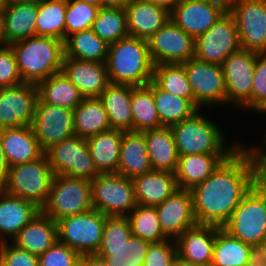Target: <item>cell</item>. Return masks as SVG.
<instances>
[{
    "instance_id": "74e56055",
    "label": "cell",
    "mask_w": 266,
    "mask_h": 266,
    "mask_svg": "<svg viewBox=\"0 0 266 266\" xmlns=\"http://www.w3.org/2000/svg\"><path fill=\"white\" fill-rule=\"evenodd\" d=\"M250 245L220 227L216 232L211 266H247Z\"/></svg>"
},
{
    "instance_id": "484cf974",
    "label": "cell",
    "mask_w": 266,
    "mask_h": 266,
    "mask_svg": "<svg viewBox=\"0 0 266 266\" xmlns=\"http://www.w3.org/2000/svg\"><path fill=\"white\" fill-rule=\"evenodd\" d=\"M137 204L156 206L169 198L177 189L175 173L152 170L131 179Z\"/></svg>"
},
{
    "instance_id": "83f0119b",
    "label": "cell",
    "mask_w": 266,
    "mask_h": 266,
    "mask_svg": "<svg viewBox=\"0 0 266 266\" xmlns=\"http://www.w3.org/2000/svg\"><path fill=\"white\" fill-rule=\"evenodd\" d=\"M143 132H123L117 174L132 179L152 171Z\"/></svg>"
},
{
    "instance_id": "44dd1931",
    "label": "cell",
    "mask_w": 266,
    "mask_h": 266,
    "mask_svg": "<svg viewBox=\"0 0 266 266\" xmlns=\"http://www.w3.org/2000/svg\"><path fill=\"white\" fill-rule=\"evenodd\" d=\"M62 72L83 97H99L110 84L105 63L64 57Z\"/></svg>"
},
{
    "instance_id": "6da1fadb",
    "label": "cell",
    "mask_w": 266,
    "mask_h": 266,
    "mask_svg": "<svg viewBox=\"0 0 266 266\" xmlns=\"http://www.w3.org/2000/svg\"><path fill=\"white\" fill-rule=\"evenodd\" d=\"M254 180L253 158L241 144L209 177L190 190L197 224L222 227L252 189Z\"/></svg>"
},
{
    "instance_id": "680465c9",
    "label": "cell",
    "mask_w": 266,
    "mask_h": 266,
    "mask_svg": "<svg viewBox=\"0 0 266 266\" xmlns=\"http://www.w3.org/2000/svg\"><path fill=\"white\" fill-rule=\"evenodd\" d=\"M252 188L263 198L266 208V188L256 178Z\"/></svg>"
},
{
    "instance_id": "7a4b0ae2",
    "label": "cell",
    "mask_w": 266,
    "mask_h": 266,
    "mask_svg": "<svg viewBox=\"0 0 266 266\" xmlns=\"http://www.w3.org/2000/svg\"><path fill=\"white\" fill-rule=\"evenodd\" d=\"M106 68L110 83L144 86L153 80L147 40L127 36L109 44Z\"/></svg>"
},
{
    "instance_id": "ab89813d",
    "label": "cell",
    "mask_w": 266,
    "mask_h": 266,
    "mask_svg": "<svg viewBox=\"0 0 266 266\" xmlns=\"http://www.w3.org/2000/svg\"><path fill=\"white\" fill-rule=\"evenodd\" d=\"M150 242L132 236L118 247H99L96 255L105 259L107 266H143Z\"/></svg>"
},
{
    "instance_id": "ffe728a7",
    "label": "cell",
    "mask_w": 266,
    "mask_h": 266,
    "mask_svg": "<svg viewBox=\"0 0 266 266\" xmlns=\"http://www.w3.org/2000/svg\"><path fill=\"white\" fill-rule=\"evenodd\" d=\"M219 226L196 224L176 239L177 255L194 266H210Z\"/></svg>"
},
{
    "instance_id": "d6986e66",
    "label": "cell",
    "mask_w": 266,
    "mask_h": 266,
    "mask_svg": "<svg viewBox=\"0 0 266 266\" xmlns=\"http://www.w3.org/2000/svg\"><path fill=\"white\" fill-rule=\"evenodd\" d=\"M160 227L168 239L176 240L197 221L190 190L178 188L169 198L155 206Z\"/></svg>"
},
{
    "instance_id": "94428289",
    "label": "cell",
    "mask_w": 266,
    "mask_h": 266,
    "mask_svg": "<svg viewBox=\"0 0 266 266\" xmlns=\"http://www.w3.org/2000/svg\"><path fill=\"white\" fill-rule=\"evenodd\" d=\"M5 45L7 44L4 35L3 16L0 14V47Z\"/></svg>"
},
{
    "instance_id": "9c48e42d",
    "label": "cell",
    "mask_w": 266,
    "mask_h": 266,
    "mask_svg": "<svg viewBox=\"0 0 266 266\" xmlns=\"http://www.w3.org/2000/svg\"><path fill=\"white\" fill-rule=\"evenodd\" d=\"M231 236L250 246L266 241V208L263 198L252 188L222 226Z\"/></svg>"
},
{
    "instance_id": "5b68a950",
    "label": "cell",
    "mask_w": 266,
    "mask_h": 266,
    "mask_svg": "<svg viewBox=\"0 0 266 266\" xmlns=\"http://www.w3.org/2000/svg\"><path fill=\"white\" fill-rule=\"evenodd\" d=\"M93 209L91 181L54 175L50 193L41 212L57 222L58 220L82 214Z\"/></svg>"
},
{
    "instance_id": "d4e9b609",
    "label": "cell",
    "mask_w": 266,
    "mask_h": 266,
    "mask_svg": "<svg viewBox=\"0 0 266 266\" xmlns=\"http://www.w3.org/2000/svg\"><path fill=\"white\" fill-rule=\"evenodd\" d=\"M231 154L209 153L179 156L175 171L178 188L191 190L209 177Z\"/></svg>"
},
{
    "instance_id": "836d02e7",
    "label": "cell",
    "mask_w": 266,
    "mask_h": 266,
    "mask_svg": "<svg viewBox=\"0 0 266 266\" xmlns=\"http://www.w3.org/2000/svg\"><path fill=\"white\" fill-rule=\"evenodd\" d=\"M36 86L38 99L52 106L74 110L84 98L63 72L51 75Z\"/></svg>"
},
{
    "instance_id": "6125c7cd",
    "label": "cell",
    "mask_w": 266,
    "mask_h": 266,
    "mask_svg": "<svg viewBox=\"0 0 266 266\" xmlns=\"http://www.w3.org/2000/svg\"><path fill=\"white\" fill-rule=\"evenodd\" d=\"M170 266H194L191 263L182 260L178 255L176 258L172 261Z\"/></svg>"
},
{
    "instance_id": "f6af8a7d",
    "label": "cell",
    "mask_w": 266,
    "mask_h": 266,
    "mask_svg": "<svg viewBox=\"0 0 266 266\" xmlns=\"http://www.w3.org/2000/svg\"><path fill=\"white\" fill-rule=\"evenodd\" d=\"M251 111L262 114L266 111V53H256L254 77L251 90Z\"/></svg>"
},
{
    "instance_id": "5bb4252c",
    "label": "cell",
    "mask_w": 266,
    "mask_h": 266,
    "mask_svg": "<svg viewBox=\"0 0 266 266\" xmlns=\"http://www.w3.org/2000/svg\"><path fill=\"white\" fill-rule=\"evenodd\" d=\"M241 49L236 23L227 10L204 34L195 39L194 57L221 65L232 53Z\"/></svg>"
},
{
    "instance_id": "8fae6325",
    "label": "cell",
    "mask_w": 266,
    "mask_h": 266,
    "mask_svg": "<svg viewBox=\"0 0 266 266\" xmlns=\"http://www.w3.org/2000/svg\"><path fill=\"white\" fill-rule=\"evenodd\" d=\"M44 154L54 175L92 180L100 174L85 138L73 136L49 147Z\"/></svg>"
},
{
    "instance_id": "db71d44e",
    "label": "cell",
    "mask_w": 266,
    "mask_h": 266,
    "mask_svg": "<svg viewBox=\"0 0 266 266\" xmlns=\"http://www.w3.org/2000/svg\"><path fill=\"white\" fill-rule=\"evenodd\" d=\"M79 264L81 266H107L105 259L96 254L81 255Z\"/></svg>"
},
{
    "instance_id": "7dc6e473",
    "label": "cell",
    "mask_w": 266,
    "mask_h": 266,
    "mask_svg": "<svg viewBox=\"0 0 266 266\" xmlns=\"http://www.w3.org/2000/svg\"><path fill=\"white\" fill-rule=\"evenodd\" d=\"M80 255L66 244L57 241L39 256V266H76Z\"/></svg>"
},
{
    "instance_id": "4fadbf2b",
    "label": "cell",
    "mask_w": 266,
    "mask_h": 266,
    "mask_svg": "<svg viewBox=\"0 0 266 266\" xmlns=\"http://www.w3.org/2000/svg\"><path fill=\"white\" fill-rule=\"evenodd\" d=\"M241 49L266 53V0H231Z\"/></svg>"
},
{
    "instance_id": "ba28073f",
    "label": "cell",
    "mask_w": 266,
    "mask_h": 266,
    "mask_svg": "<svg viewBox=\"0 0 266 266\" xmlns=\"http://www.w3.org/2000/svg\"><path fill=\"white\" fill-rule=\"evenodd\" d=\"M106 218L107 216L96 209L64 217L57 221L58 241L80 256L96 254L102 241Z\"/></svg>"
},
{
    "instance_id": "ee69618b",
    "label": "cell",
    "mask_w": 266,
    "mask_h": 266,
    "mask_svg": "<svg viewBox=\"0 0 266 266\" xmlns=\"http://www.w3.org/2000/svg\"><path fill=\"white\" fill-rule=\"evenodd\" d=\"M99 8L79 0H67L65 39L76 32L90 29Z\"/></svg>"
},
{
    "instance_id": "7c38bea8",
    "label": "cell",
    "mask_w": 266,
    "mask_h": 266,
    "mask_svg": "<svg viewBox=\"0 0 266 266\" xmlns=\"http://www.w3.org/2000/svg\"><path fill=\"white\" fill-rule=\"evenodd\" d=\"M256 53L240 49L230 54L221 64L227 106L251 111V90Z\"/></svg>"
},
{
    "instance_id": "8992f818",
    "label": "cell",
    "mask_w": 266,
    "mask_h": 266,
    "mask_svg": "<svg viewBox=\"0 0 266 266\" xmlns=\"http://www.w3.org/2000/svg\"><path fill=\"white\" fill-rule=\"evenodd\" d=\"M54 174L44 154L31 162L9 167L5 192L34 203L40 209L45 205Z\"/></svg>"
},
{
    "instance_id": "d6a6232c",
    "label": "cell",
    "mask_w": 266,
    "mask_h": 266,
    "mask_svg": "<svg viewBox=\"0 0 266 266\" xmlns=\"http://www.w3.org/2000/svg\"><path fill=\"white\" fill-rule=\"evenodd\" d=\"M38 3L6 6L2 13L6 44L36 36Z\"/></svg>"
},
{
    "instance_id": "d590c367",
    "label": "cell",
    "mask_w": 266,
    "mask_h": 266,
    "mask_svg": "<svg viewBox=\"0 0 266 266\" xmlns=\"http://www.w3.org/2000/svg\"><path fill=\"white\" fill-rule=\"evenodd\" d=\"M131 111L134 132L162 128L153 97V80L132 88Z\"/></svg>"
},
{
    "instance_id": "e0dca14e",
    "label": "cell",
    "mask_w": 266,
    "mask_h": 266,
    "mask_svg": "<svg viewBox=\"0 0 266 266\" xmlns=\"http://www.w3.org/2000/svg\"><path fill=\"white\" fill-rule=\"evenodd\" d=\"M37 99V86L32 83L0 88V129L31 125Z\"/></svg>"
},
{
    "instance_id": "2e32d148",
    "label": "cell",
    "mask_w": 266,
    "mask_h": 266,
    "mask_svg": "<svg viewBox=\"0 0 266 266\" xmlns=\"http://www.w3.org/2000/svg\"><path fill=\"white\" fill-rule=\"evenodd\" d=\"M31 127L45 152L54 144L75 136L73 110L42 103L37 99Z\"/></svg>"
},
{
    "instance_id": "4dcf8cb0",
    "label": "cell",
    "mask_w": 266,
    "mask_h": 266,
    "mask_svg": "<svg viewBox=\"0 0 266 266\" xmlns=\"http://www.w3.org/2000/svg\"><path fill=\"white\" fill-rule=\"evenodd\" d=\"M153 170L175 173L179 156L170 127L143 131Z\"/></svg>"
},
{
    "instance_id": "681fc988",
    "label": "cell",
    "mask_w": 266,
    "mask_h": 266,
    "mask_svg": "<svg viewBox=\"0 0 266 266\" xmlns=\"http://www.w3.org/2000/svg\"><path fill=\"white\" fill-rule=\"evenodd\" d=\"M176 256V240L167 239L162 242L151 243L143 266H170Z\"/></svg>"
},
{
    "instance_id": "b9f144b4",
    "label": "cell",
    "mask_w": 266,
    "mask_h": 266,
    "mask_svg": "<svg viewBox=\"0 0 266 266\" xmlns=\"http://www.w3.org/2000/svg\"><path fill=\"white\" fill-rule=\"evenodd\" d=\"M153 81L164 91L194 104L193 91L183 64L154 65Z\"/></svg>"
},
{
    "instance_id": "11a10c76",
    "label": "cell",
    "mask_w": 266,
    "mask_h": 266,
    "mask_svg": "<svg viewBox=\"0 0 266 266\" xmlns=\"http://www.w3.org/2000/svg\"><path fill=\"white\" fill-rule=\"evenodd\" d=\"M9 165L0 142V189L5 185L8 175Z\"/></svg>"
},
{
    "instance_id": "4316f807",
    "label": "cell",
    "mask_w": 266,
    "mask_h": 266,
    "mask_svg": "<svg viewBox=\"0 0 266 266\" xmlns=\"http://www.w3.org/2000/svg\"><path fill=\"white\" fill-rule=\"evenodd\" d=\"M58 241L57 222L40 212L11 243L20 249L40 256Z\"/></svg>"
},
{
    "instance_id": "f1b7e54d",
    "label": "cell",
    "mask_w": 266,
    "mask_h": 266,
    "mask_svg": "<svg viewBox=\"0 0 266 266\" xmlns=\"http://www.w3.org/2000/svg\"><path fill=\"white\" fill-rule=\"evenodd\" d=\"M132 85L110 83L99 96L108 114L111 129L133 131Z\"/></svg>"
},
{
    "instance_id": "7402d4cb",
    "label": "cell",
    "mask_w": 266,
    "mask_h": 266,
    "mask_svg": "<svg viewBox=\"0 0 266 266\" xmlns=\"http://www.w3.org/2000/svg\"><path fill=\"white\" fill-rule=\"evenodd\" d=\"M40 212L34 203L0 189V243L11 242Z\"/></svg>"
},
{
    "instance_id": "e575fe53",
    "label": "cell",
    "mask_w": 266,
    "mask_h": 266,
    "mask_svg": "<svg viewBox=\"0 0 266 266\" xmlns=\"http://www.w3.org/2000/svg\"><path fill=\"white\" fill-rule=\"evenodd\" d=\"M108 44L93 30L87 29L69 35L64 41V57L81 61L106 63Z\"/></svg>"
},
{
    "instance_id": "be15d7a7",
    "label": "cell",
    "mask_w": 266,
    "mask_h": 266,
    "mask_svg": "<svg viewBox=\"0 0 266 266\" xmlns=\"http://www.w3.org/2000/svg\"><path fill=\"white\" fill-rule=\"evenodd\" d=\"M87 4L93 5L98 8H102V0H79Z\"/></svg>"
},
{
    "instance_id": "52a82bcc",
    "label": "cell",
    "mask_w": 266,
    "mask_h": 266,
    "mask_svg": "<svg viewBox=\"0 0 266 266\" xmlns=\"http://www.w3.org/2000/svg\"><path fill=\"white\" fill-rule=\"evenodd\" d=\"M91 186L93 209L107 217L127 216L137 206L132 180L120 174H98Z\"/></svg>"
},
{
    "instance_id": "3957f363",
    "label": "cell",
    "mask_w": 266,
    "mask_h": 266,
    "mask_svg": "<svg viewBox=\"0 0 266 266\" xmlns=\"http://www.w3.org/2000/svg\"><path fill=\"white\" fill-rule=\"evenodd\" d=\"M10 45L23 83L37 85L62 72L64 41L50 36H34Z\"/></svg>"
},
{
    "instance_id": "ac0fdd59",
    "label": "cell",
    "mask_w": 266,
    "mask_h": 266,
    "mask_svg": "<svg viewBox=\"0 0 266 266\" xmlns=\"http://www.w3.org/2000/svg\"><path fill=\"white\" fill-rule=\"evenodd\" d=\"M228 9L209 0H179L170 19L196 39L204 34Z\"/></svg>"
},
{
    "instance_id": "f5cc1de1",
    "label": "cell",
    "mask_w": 266,
    "mask_h": 266,
    "mask_svg": "<svg viewBox=\"0 0 266 266\" xmlns=\"http://www.w3.org/2000/svg\"><path fill=\"white\" fill-rule=\"evenodd\" d=\"M247 266H266V248L264 244L250 246Z\"/></svg>"
},
{
    "instance_id": "60d3db41",
    "label": "cell",
    "mask_w": 266,
    "mask_h": 266,
    "mask_svg": "<svg viewBox=\"0 0 266 266\" xmlns=\"http://www.w3.org/2000/svg\"><path fill=\"white\" fill-rule=\"evenodd\" d=\"M91 29L108 45L129 36L125 8H99Z\"/></svg>"
},
{
    "instance_id": "1f68e13d",
    "label": "cell",
    "mask_w": 266,
    "mask_h": 266,
    "mask_svg": "<svg viewBox=\"0 0 266 266\" xmlns=\"http://www.w3.org/2000/svg\"><path fill=\"white\" fill-rule=\"evenodd\" d=\"M75 136L88 139L111 129L108 114L99 97H84L73 110Z\"/></svg>"
},
{
    "instance_id": "30bf717a",
    "label": "cell",
    "mask_w": 266,
    "mask_h": 266,
    "mask_svg": "<svg viewBox=\"0 0 266 266\" xmlns=\"http://www.w3.org/2000/svg\"><path fill=\"white\" fill-rule=\"evenodd\" d=\"M184 65L191 85L194 105L200 109H215L227 104L224 76L221 65L203 62L193 57ZM224 105V106H223Z\"/></svg>"
},
{
    "instance_id": "8d00e7d4",
    "label": "cell",
    "mask_w": 266,
    "mask_h": 266,
    "mask_svg": "<svg viewBox=\"0 0 266 266\" xmlns=\"http://www.w3.org/2000/svg\"><path fill=\"white\" fill-rule=\"evenodd\" d=\"M153 97L162 127H171L199 110L190 100L164 91L154 81Z\"/></svg>"
},
{
    "instance_id": "c3c4849f",
    "label": "cell",
    "mask_w": 266,
    "mask_h": 266,
    "mask_svg": "<svg viewBox=\"0 0 266 266\" xmlns=\"http://www.w3.org/2000/svg\"><path fill=\"white\" fill-rule=\"evenodd\" d=\"M23 83L10 44L0 47V88Z\"/></svg>"
},
{
    "instance_id": "603a6c76",
    "label": "cell",
    "mask_w": 266,
    "mask_h": 266,
    "mask_svg": "<svg viewBox=\"0 0 266 266\" xmlns=\"http://www.w3.org/2000/svg\"><path fill=\"white\" fill-rule=\"evenodd\" d=\"M0 142L9 167L37 160L44 155L31 125L0 129Z\"/></svg>"
},
{
    "instance_id": "9f6ffc18",
    "label": "cell",
    "mask_w": 266,
    "mask_h": 266,
    "mask_svg": "<svg viewBox=\"0 0 266 266\" xmlns=\"http://www.w3.org/2000/svg\"><path fill=\"white\" fill-rule=\"evenodd\" d=\"M153 3L155 6L166 9L168 12H171L179 0H148Z\"/></svg>"
},
{
    "instance_id": "003e7915",
    "label": "cell",
    "mask_w": 266,
    "mask_h": 266,
    "mask_svg": "<svg viewBox=\"0 0 266 266\" xmlns=\"http://www.w3.org/2000/svg\"><path fill=\"white\" fill-rule=\"evenodd\" d=\"M265 135H263L262 143L266 146V133L264 132Z\"/></svg>"
},
{
    "instance_id": "7bdbcfd3",
    "label": "cell",
    "mask_w": 266,
    "mask_h": 266,
    "mask_svg": "<svg viewBox=\"0 0 266 266\" xmlns=\"http://www.w3.org/2000/svg\"><path fill=\"white\" fill-rule=\"evenodd\" d=\"M126 217L130 223L132 236L150 243H158L168 239L160 227L155 206L137 204Z\"/></svg>"
},
{
    "instance_id": "91938a15",
    "label": "cell",
    "mask_w": 266,
    "mask_h": 266,
    "mask_svg": "<svg viewBox=\"0 0 266 266\" xmlns=\"http://www.w3.org/2000/svg\"><path fill=\"white\" fill-rule=\"evenodd\" d=\"M6 5H13V4H20V3H28V4H34L38 3L40 0H4Z\"/></svg>"
},
{
    "instance_id": "277c9868",
    "label": "cell",
    "mask_w": 266,
    "mask_h": 266,
    "mask_svg": "<svg viewBox=\"0 0 266 266\" xmlns=\"http://www.w3.org/2000/svg\"><path fill=\"white\" fill-rule=\"evenodd\" d=\"M204 111L200 109L192 117L170 127L178 156L233 153L241 146L237 140L228 145L226 133Z\"/></svg>"
},
{
    "instance_id": "f546056e",
    "label": "cell",
    "mask_w": 266,
    "mask_h": 266,
    "mask_svg": "<svg viewBox=\"0 0 266 266\" xmlns=\"http://www.w3.org/2000/svg\"><path fill=\"white\" fill-rule=\"evenodd\" d=\"M123 131L109 129L87 140L90 155L100 174L117 173Z\"/></svg>"
},
{
    "instance_id": "9a60e30c",
    "label": "cell",
    "mask_w": 266,
    "mask_h": 266,
    "mask_svg": "<svg viewBox=\"0 0 266 266\" xmlns=\"http://www.w3.org/2000/svg\"><path fill=\"white\" fill-rule=\"evenodd\" d=\"M154 65L182 64L195 55V39L186 34L171 19L147 39Z\"/></svg>"
},
{
    "instance_id": "f907efd6",
    "label": "cell",
    "mask_w": 266,
    "mask_h": 266,
    "mask_svg": "<svg viewBox=\"0 0 266 266\" xmlns=\"http://www.w3.org/2000/svg\"><path fill=\"white\" fill-rule=\"evenodd\" d=\"M0 266H39V256L10 242L0 243Z\"/></svg>"
},
{
    "instance_id": "e7e4bbea",
    "label": "cell",
    "mask_w": 266,
    "mask_h": 266,
    "mask_svg": "<svg viewBox=\"0 0 266 266\" xmlns=\"http://www.w3.org/2000/svg\"><path fill=\"white\" fill-rule=\"evenodd\" d=\"M209 1H213V2L219 3L222 6H224L225 8H227V9L230 8L231 0H209Z\"/></svg>"
},
{
    "instance_id": "03108f58",
    "label": "cell",
    "mask_w": 266,
    "mask_h": 266,
    "mask_svg": "<svg viewBox=\"0 0 266 266\" xmlns=\"http://www.w3.org/2000/svg\"><path fill=\"white\" fill-rule=\"evenodd\" d=\"M6 3L4 0H0V14H2L4 12V10L6 9Z\"/></svg>"
},
{
    "instance_id": "bcb514c9",
    "label": "cell",
    "mask_w": 266,
    "mask_h": 266,
    "mask_svg": "<svg viewBox=\"0 0 266 266\" xmlns=\"http://www.w3.org/2000/svg\"><path fill=\"white\" fill-rule=\"evenodd\" d=\"M131 237V227L126 216L107 217L103 227L100 247L122 246Z\"/></svg>"
},
{
    "instance_id": "816d5d0a",
    "label": "cell",
    "mask_w": 266,
    "mask_h": 266,
    "mask_svg": "<svg viewBox=\"0 0 266 266\" xmlns=\"http://www.w3.org/2000/svg\"><path fill=\"white\" fill-rule=\"evenodd\" d=\"M260 146L247 147L244 142L243 145L249 150L255 166V178L266 188V146L260 143Z\"/></svg>"
},
{
    "instance_id": "cb8c5ba5",
    "label": "cell",
    "mask_w": 266,
    "mask_h": 266,
    "mask_svg": "<svg viewBox=\"0 0 266 266\" xmlns=\"http://www.w3.org/2000/svg\"><path fill=\"white\" fill-rule=\"evenodd\" d=\"M130 36L149 39L170 19V12L148 0H132L125 7Z\"/></svg>"
},
{
    "instance_id": "f35d334b",
    "label": "cell",
    "mask_w": 266,
    "mask_h": 266,
    "mask_svg": "<svg viewBox=\"0 0 266 266\" xmlns=\"http://www.w3.org/2000/svg\"><path fill=\"white\" fill-rule=\"evenodd\" d=\"M67 0H40L36 18V36H50L65 41Z\"/></svg>"
},
{
    "instance_id": "6f0895ef",
    "label": "cell",
    "mask_w": 266,
    "mask_h": 266,
    "mask_svg": "<svg viewBox=\"0 0 266 266\" xmlns=\"http://www.w3.org/2000/svg\"><path fill=\"white\" fill-rule=\"evenodd\" d=\"M132 0H102V7L125 8Z\"/></svg>"
}]
</instances>
